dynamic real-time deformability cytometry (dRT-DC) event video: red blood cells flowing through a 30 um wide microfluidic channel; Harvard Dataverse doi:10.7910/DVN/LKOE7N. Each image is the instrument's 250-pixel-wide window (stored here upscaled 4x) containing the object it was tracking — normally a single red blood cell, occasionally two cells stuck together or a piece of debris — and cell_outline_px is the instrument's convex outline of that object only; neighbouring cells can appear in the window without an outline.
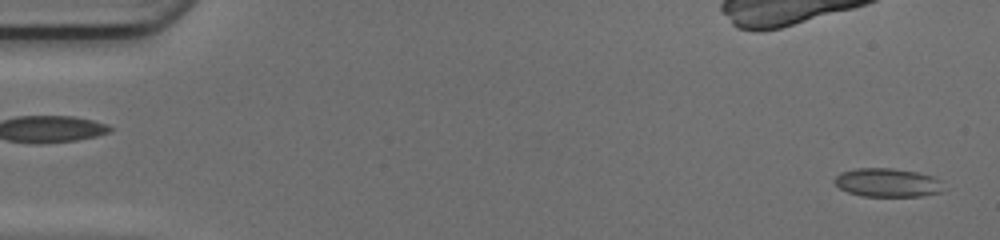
{"species": "common noctule bat (a hibernating species)", "species_latin": "Nyctalus noctula", "temperature_condition": "cold", "stored_images_in_passage": 18, "camera_frame_rate_fps": 3000, "um_per_image_px": 0.085, "animal": {"sex": "female", "body_mass_g": 17.0, "forearm_length_mm": 48.0}, "frame": {"image": 1, "passage_image": 1, "time_ms": 0.0, "image_size_px": [1000, 240], "cell_outline_px": [[940, 192], [924, 196], [860, 196], [848, 192], [840, 188], [832, 180], [840, 172], [856, 168], [892, 168], [916, 172], [932, 176], [940, 180]], "centroid_in_image_um": [75.37, 15.52], "position_along_channel_um": 9.6, "area_um2": 18.09}}